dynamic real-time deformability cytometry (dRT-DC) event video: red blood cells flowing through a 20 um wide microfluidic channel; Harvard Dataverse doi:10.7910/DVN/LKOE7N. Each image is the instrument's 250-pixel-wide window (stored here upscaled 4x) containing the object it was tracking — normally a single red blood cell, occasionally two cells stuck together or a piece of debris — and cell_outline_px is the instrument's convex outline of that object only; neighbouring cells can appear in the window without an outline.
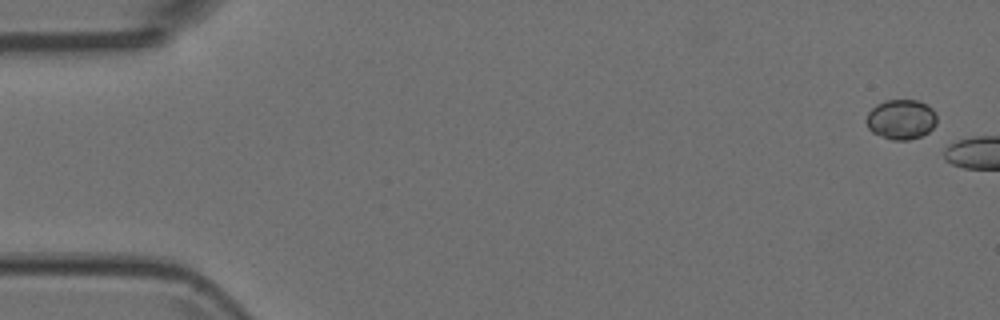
{"species": "Egyptian fruit bat (a non-hibernating species)", "species_latin": "Rousettus aegyptiacus", "temperature_condition": "room temperature", "stored_images_in_passage": 2, "camera_frame_rate_fps": 3000, "um_per_image_px": 0.085, "animal": {"sex": "female"}, "frame": {"image": 1, "passage_image": 1, "time_ms": 0.0, "image_size_px": [1000, 320], "cell_outline_px": [[936, 124], [928, 132], [920, 136], [908, 140], [892, 140], [880, 136], [872, 132], [868, 128], [864, 120], [868, 112], [876, 104], [884, 100], [916, 100], [932, 108], [936, 112]], "centroid_in_image_um": [76.56, 10.15], "position_along_channel_um": 8.4, "area_um2": 16.53}}